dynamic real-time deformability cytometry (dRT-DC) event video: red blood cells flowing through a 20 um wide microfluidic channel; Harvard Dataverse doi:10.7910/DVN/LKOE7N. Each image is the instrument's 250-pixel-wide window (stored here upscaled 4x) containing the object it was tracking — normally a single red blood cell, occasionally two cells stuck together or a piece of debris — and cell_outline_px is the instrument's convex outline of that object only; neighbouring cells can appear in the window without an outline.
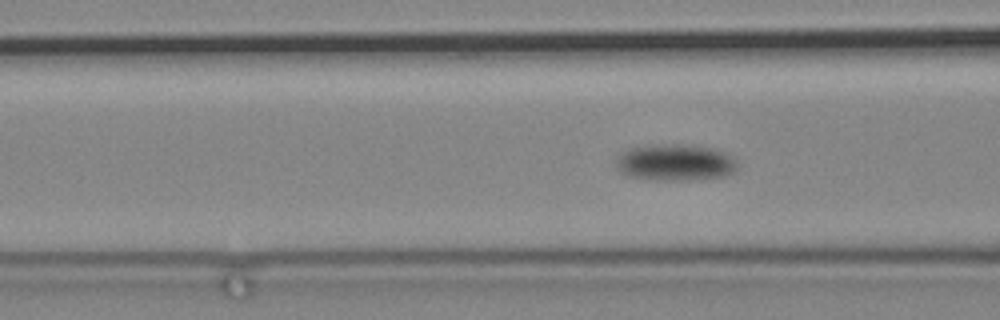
{"species": "common noctule bat (a hibernating species)", "species_latin": "Nyctalus noctula", "temperature_condition": "cold", "stored_images_in_passage": 104, "camera_frame_rate_fps": 3000, "um_per_image_px": 0.085, "animal": {"sex": "male", "body_mass_g": 19.2, "forearm_length_mm": 51.8}, "frame": {"image": 1, "passage_image": 52, "time_ms": 17.0, "image_size_px": [1000, 320], "cell_outline_px": [[736, 168], [732, 172], [724, 176], [688, 180], [652, 180], [628, 176], [620, 172], [616, 168], [616, 164], [620, 156], [628, 148], [652, 144], [696, 144], [712, 148], [724, 152], [732, 156]], "centroid_in_image_um": [57.36, 13.8], "position_along_channel_um": 109.2, "area_um2": 25.95}}
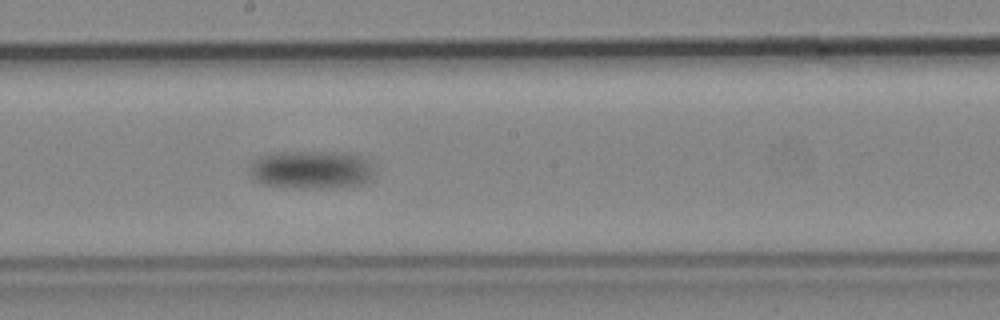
{"frame": {"image": 2, "passage_image": 66, "time_ms": 21.667, "image_size_px": [1000, 320], "cell_outline_px": [[368, 180], [360, 184], [332, 188], [296, 188], [264, 184], [256, 180], [252, 176], [248, 168], [252, 160], [268, 152], [332, 152], [360, 156], [368, 164]], "centroid_in_image_um": [26.3, 14.42], "position_along_channel_um": 221.9, "area_um2": 27.22}}
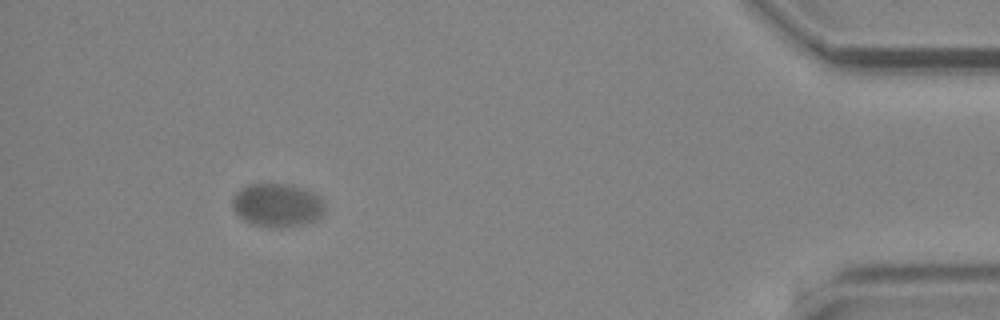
{"frame": {"image": 3, "passage_image": 97, "time_ms": 32.0, "image_size_px": [1000, 320], "cell_outline_px": [[324, 208], [320, 216], [316, 220], [276, 228], [252, 224], [244, 220], [232, 208], [232, 196], [240, 188], [248, 184], [288, 184], [312, 192], [320, 196], [324, 204]], "centroid_in_image_um": [23.52, 17.42], "position_along_channel_um": 411.7, "area_um2": 23.12}}